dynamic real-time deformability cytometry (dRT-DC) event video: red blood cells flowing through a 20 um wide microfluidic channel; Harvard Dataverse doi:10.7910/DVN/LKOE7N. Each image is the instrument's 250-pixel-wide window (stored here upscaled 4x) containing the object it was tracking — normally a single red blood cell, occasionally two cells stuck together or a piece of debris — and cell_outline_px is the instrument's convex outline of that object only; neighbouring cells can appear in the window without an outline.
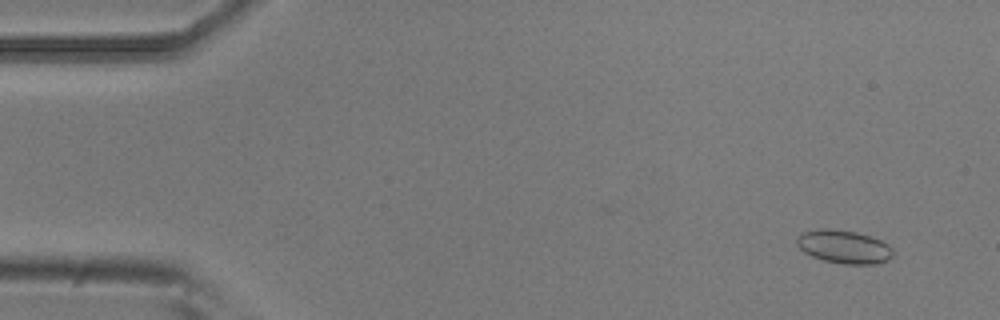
{"species": "common noctule bat (a hibernating species)", "species_latin": "Nyctalus noctula", "temperature_condition": "room temperature", "stored_images_in_passage": 7, "camera_frame_rate_fps": 3000, "um_per_image_px": 0.085, "animal": {"sex": "male", "body_mass_g": 20.5, "forearm_length_mm": 52.5}, "frame": {"image": 1, "passage_image": 1, "time_ms": 0.0, "image_size_px": [1000, 320], "cell_outline_px": [[892, 256], [876, 264], [844, 264], [824, 260], [812, 256], [804, 252], [796, 244], [796, 240], [800, 232], [820, 228], [824, 228], [856, 232], [880, 240], [888, 244], [892, 248]], "centroid_in_image_um": [71.69, 20.96], "position_along_channel_um": 13.3, "area_um2": 18.5}}
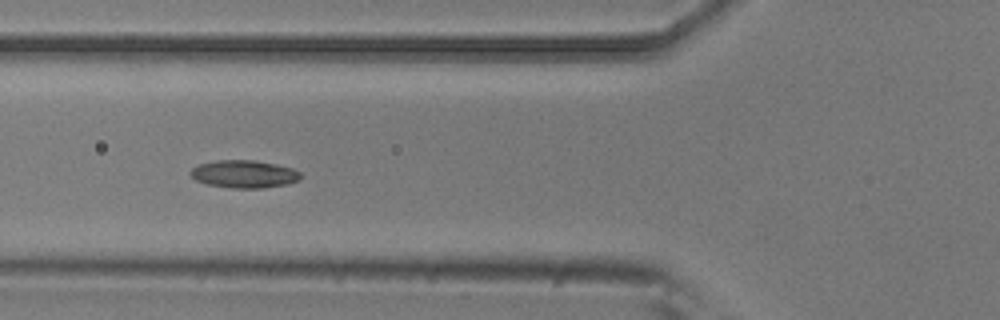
{"frame": {"image": 2, "passage_image": 5, "time_ms": 1.333, "image_size_px": [1000, 320], "cell_outline_px": [[300, 180], [288, 184], [264, 188], [232, 188], [208, 184], [196, 180], [188, 172], [196, 164], [216, 160], [256, 160], [276, 164], [292, 168], [300, 172]], "centroid_in_image_um": [20.74, 14.79], "position_along_channel_um": 105.1, "area_um2": 17.92}}
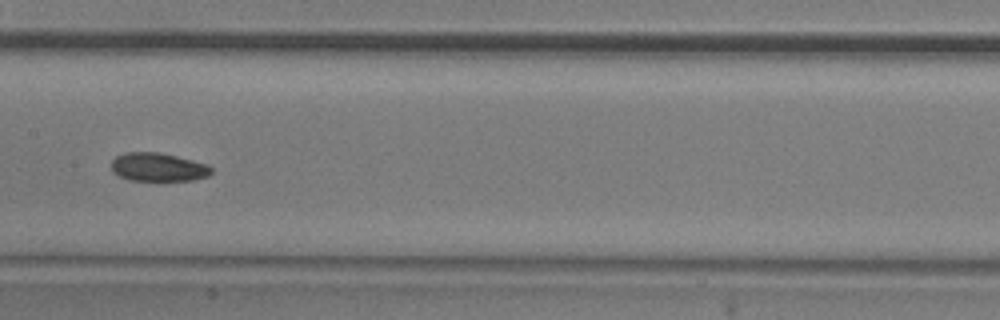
{"frame": {"image": 3, "passage_image": 7, "time_ms": 2.0, "image_size_px": [1000, 320], "cell_outline_px": [[212, 172], [208, 176], [192, 180], [160, 184], [128, 180], [112, 172], [112, 160], [116, 156], [124, 152], [156, 152], [176, 156], [208, 164], [212, 168]], "centroid_in_image_um": [13.44, 14.26], "position_along_channel_um": 194.0, "area_um2": 17.46}}